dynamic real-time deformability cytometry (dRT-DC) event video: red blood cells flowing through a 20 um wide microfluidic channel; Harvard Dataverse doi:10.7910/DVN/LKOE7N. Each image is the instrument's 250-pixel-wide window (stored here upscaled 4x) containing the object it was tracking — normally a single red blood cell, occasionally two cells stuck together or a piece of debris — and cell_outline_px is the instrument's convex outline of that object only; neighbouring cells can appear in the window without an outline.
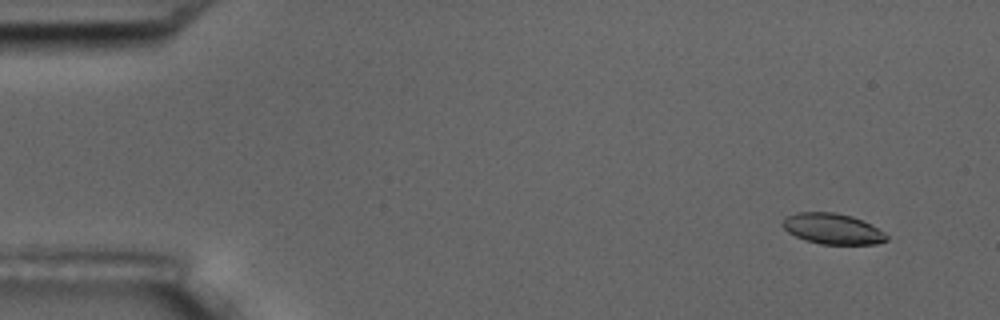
{"species": "common noctule bat (a hibernating species)", "species_latin": "Nyctalus noctula", "temperature_condition": "room temperature", "stored_images_in_passage": 4, "camera_frame_rate_fps": 3000, "um_per_image_px": 0.085, "animal": {"sex": "male", "body_mass_g": 17.5, "forearm_length_mm": 52.3}, "frame": {"image": 1, "passage_image": 1, "time_ms": 0.0, "image_size_px": [1000, 320], "cell_outline_px": [[888, 240], [876, 244], [820, 244], [796, 236], [788, 232], [780, 224], [784, 216], [796, 212], [836, 212], [852, 216], [872, 224], [884, 232], [888, 236]], "centroid_in_image_um": [70.76, 19.43], "position_along_channel_um": 14.2, "area_um2": 18.79}}
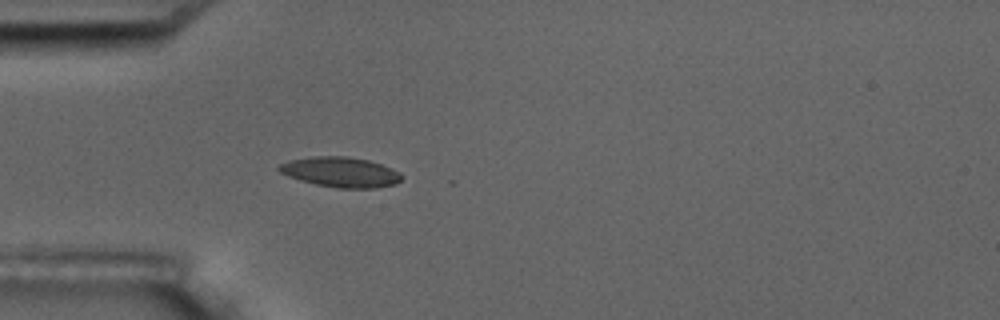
{"frame": {"image": 2, "passage_image": 4, "time_ms": 4.333, "image_size_px": [1000, 320], "cell_outline_px": [[404, 176], [396, 184], [376, 188], [336, 188], [316, 184], [300, 180], [288, 176], [280, 172], [276, 168], [280, 164], [288, 160], [312, 156], [348, 156], [368, 160], [392, 168], [400, 172]], "centroid_in_image_um": [28.96, 14.62], "position_along_channel_um": 56.0, "area_um2": 21.68}}